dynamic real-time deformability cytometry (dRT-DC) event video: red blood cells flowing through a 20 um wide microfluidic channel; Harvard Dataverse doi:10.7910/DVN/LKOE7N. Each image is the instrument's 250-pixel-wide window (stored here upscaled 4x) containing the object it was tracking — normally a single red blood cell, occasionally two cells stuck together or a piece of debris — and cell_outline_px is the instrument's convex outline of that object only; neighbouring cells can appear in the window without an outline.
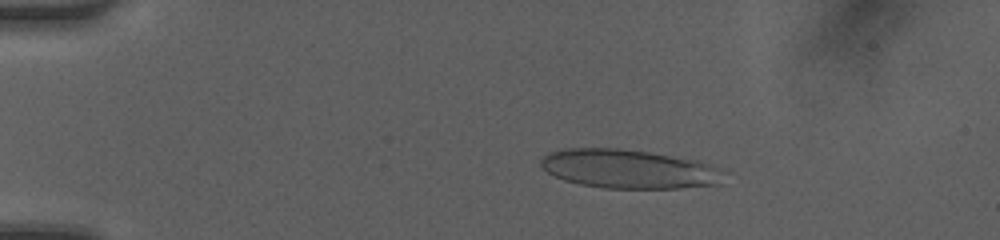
{"species": "human", "species_latin": "Homo sapiens", "temperature_condition": "room temperature", "stored_images_in_passage": 48, "camera_frame_rate_fps": 3000, "um_per_image_px": 0.085, "donor": {"sex": "female"}, "frame": {"image": 1, "passage_image": 9, "time_ms": 2.667, "image_size_px": [1000, 240], "cell_outline_px": [[728, 172], [720, 184], [680, 188], [604, 188], [580, 184], [564, 180], [548, 172], [540, 164], [540, 160], [548, 152], [564, 148], [620, 148], [648, 152], [700, 160], [712, 164]], "centroid_in_image_um": [53.52, 14.35], "position_along_channel_um": 31.5, "area_um2": 41.96}}
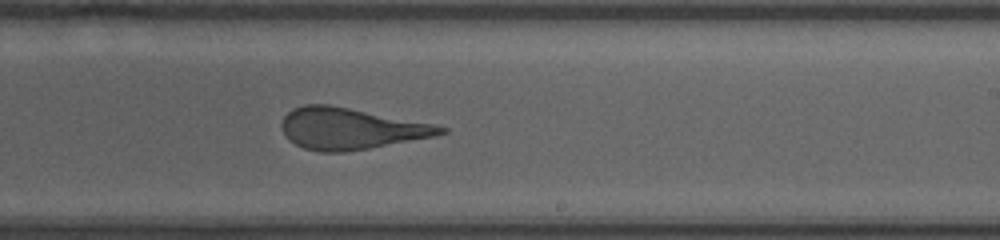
{"frame": {"image": 2, "passage_image": 30, "time_ms": 9.667, "image_size_px": [1000, 240], "cell_outline_px": [[448, 132], [436, 136], [368, 148], [344, 152], [320, 152], [304, 148], [288, 140], [284, 136], [280, 124], [284, 116], [292, 108], [304, 104], [328, 104], [432, 124], [448, 128]], "centroid_in_image_um": [29.74, 10.93], "position_along_channel_um": 259.3, "area_um2": 38.09}}
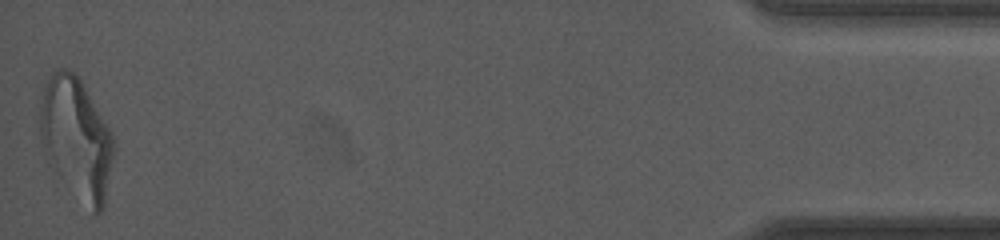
{"frame": {"image": 3, "passage_image": 48, "time_ms": 15.667, "image_size_px": [1000, 240], "cell_outline_px": [[116, 144], [104, 204], [100, 212], [96, 216], [92, 212], [60, 176], [44, 152], [40, 140], [40, 104], [44, 88], [52, 72], [56, 68], [68, 68], [80, 80], [108, 128]], "centroid_in_image_um": [6.49, 11.74], "position_along_channel_um": 428.7, "area_um2": 50.86}, "authors_computed_cell_mechanics": {"area_um2": 41.5004, "velocity_mm_per_s": 4.2247, "shape_relaxation_time_tau1_ms": 4.5304, "shape_relaxation_time_tau2_ms": 1.0289, "deformation_change_tau1": 0.2217, "deformation_change_tau2": 0.1211}}